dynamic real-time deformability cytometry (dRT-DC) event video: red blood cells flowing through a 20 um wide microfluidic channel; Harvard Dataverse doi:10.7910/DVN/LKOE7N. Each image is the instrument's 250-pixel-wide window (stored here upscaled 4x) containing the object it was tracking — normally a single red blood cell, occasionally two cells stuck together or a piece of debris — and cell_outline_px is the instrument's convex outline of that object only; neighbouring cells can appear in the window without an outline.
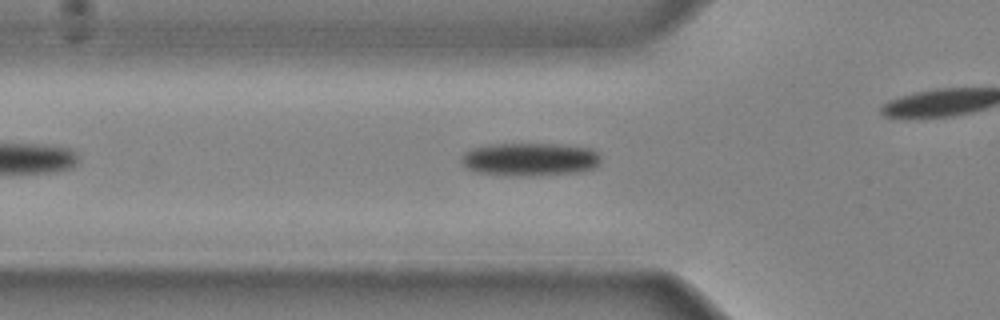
{"species": "common noctule bat (a hibernating species)", "species_latin": "Nyctalus noctula", "temperature_condition": "cold", "stored_images_in_passage": 28, "camera_frame_rate_fps": 3000, "um_per_image_px": 0.085, "animal": {"sex": "male", "body_mass_g": 20.4}, "frame": {"image": 1, "passage_image": 7, "time_ms": 2.0, "image_size_px": [1000, 320], "cell_outline_px": [[600, 164], [592, 168], [580, 172], [532, 176], [508, 176], [476, 172], [468, 168], [460, 160], [460, 156], [464, 152], [472, 148], [492, 144], [564, 144], [592, 148], [600, 156]], "centroid_in_image_um": [45.05, 13.54], "position_along_channel_um": 80.8, "area_um2": 27.28}}
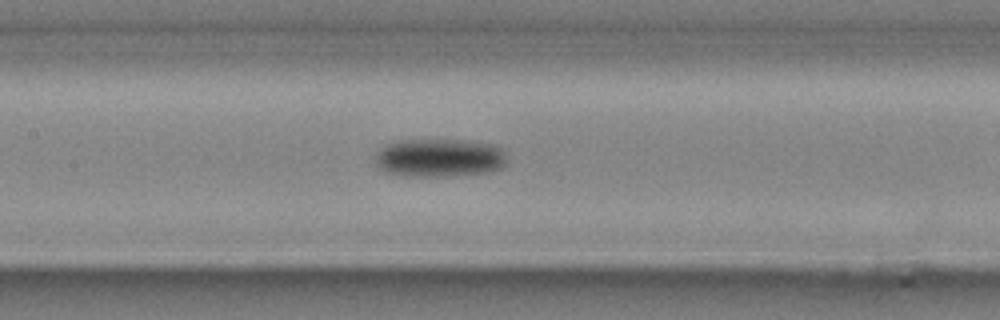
{"frame": {"image": 2, "passage_image": 13, "time_ms": 4.0, "image_size_px": [1000, 320], "cell_outline_px": [[504, 164], [500, 168], [488, 172], [448, 176], [404, 176], [384, 172], [376, 164], [376, 156], [380, 148], [388, 144], [400, 140], [460, 140], [496, 144], [504, 148]], "centroid_in_image_um": [37.35, 13.41], "position_along_channel_um": 170.1, "area_um2": 29.42}}
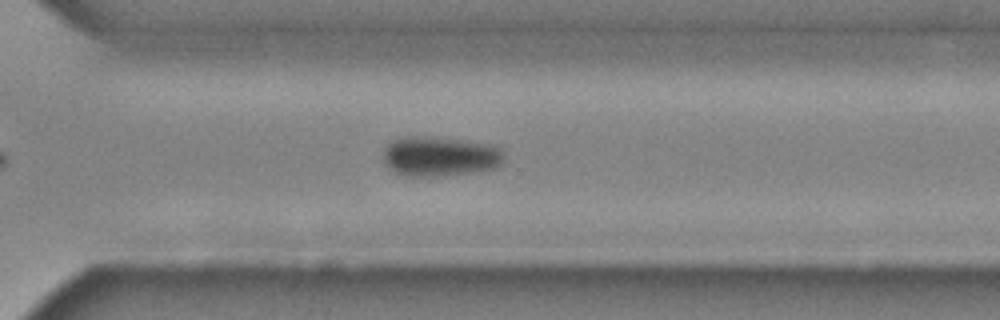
{"frame": {"image": 3, "passage_image": 24, "time_ms": 7.667, "image_size_px": [1000, 320], "cell_outline_px": [[504, 164], [496, 168], [476, 172], [444, 176], [404, 176], [392, 172], [384, 164], [384, 148], [392, 140], [404, 136], [436, 136], [488, 144], [500, 148], [504, 152]], "centroid_in_image_um": [37.39, 13.3], "position_along_channel_um": 333.2, "area_um2": 28.73}}